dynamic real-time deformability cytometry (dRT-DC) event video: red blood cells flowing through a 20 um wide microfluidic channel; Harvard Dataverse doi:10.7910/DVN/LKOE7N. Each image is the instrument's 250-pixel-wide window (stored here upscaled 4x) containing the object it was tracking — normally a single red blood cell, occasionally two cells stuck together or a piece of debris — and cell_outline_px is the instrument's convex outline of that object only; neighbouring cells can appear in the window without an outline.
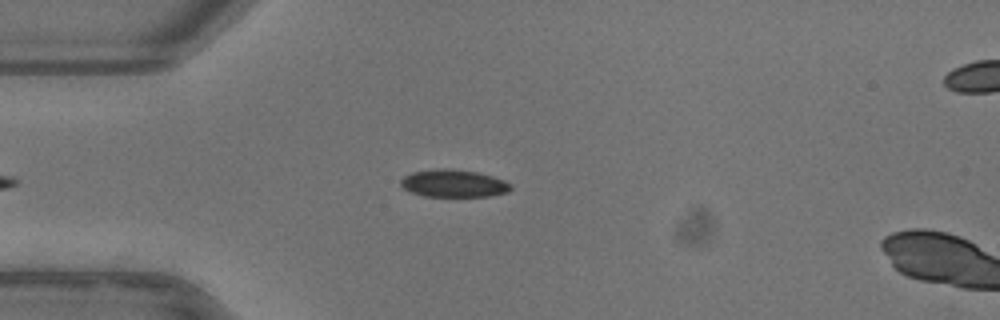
{"species": "common noctule bat (a hibernating species)", "species_latin": "Nyctalus noctula", "temperature_condition": "warm", "stored_images_in_passage": 39, "camera_frame_rate_fps": 3000, "um_per_image_px": 0.085, "animal": {"sex": "female"}, "frame": {"image": 1, "passage_image": 4, "time_ms": 1.0, "image_size_px": [1000, 320], "cell_outline_px": [[512, 188], [508, 192], [488, 196], [424, 196], [412, 192], [404, 188], [400, 184], [400, 180], [404, 176], [412, 172], [440, 168], [452, 168], [480, 172], [504, 180], [512, 184]], "centroid_in_image_um": [38.58, 15.57], "position_along_channel_um": 46.4, "area_um2": 17.74}}
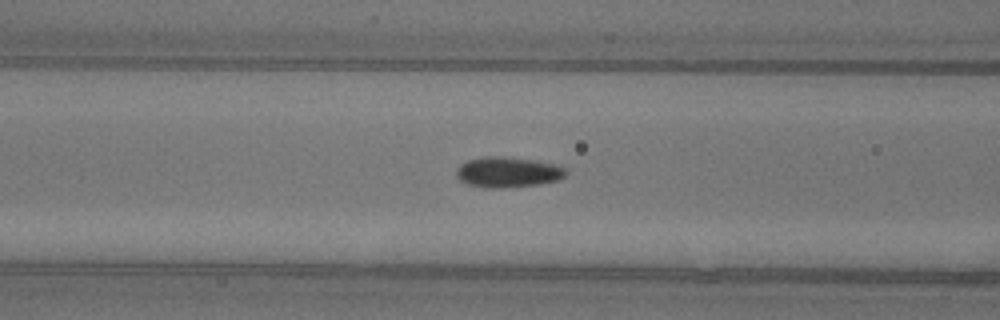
{"frame": {"image": 2, "passage_image": 11, "time_ms": 3.333, "image_size_px": [1000, 320], "cell_outline_px": [[568, 172], [564, 176], [556, 180], [536, 184], [496, 188], [488, 188], [468, 184], [460, 180], [456, 176], [456, 168], [460, 164], [468, 160], [484, 156], [500, 156], [532, 160], [556, 164], [564, 168]], "centroid_in_image_um": [43.12, 14.62], "position_along_channel_um": 123.5, "area_um2": 19.19}}
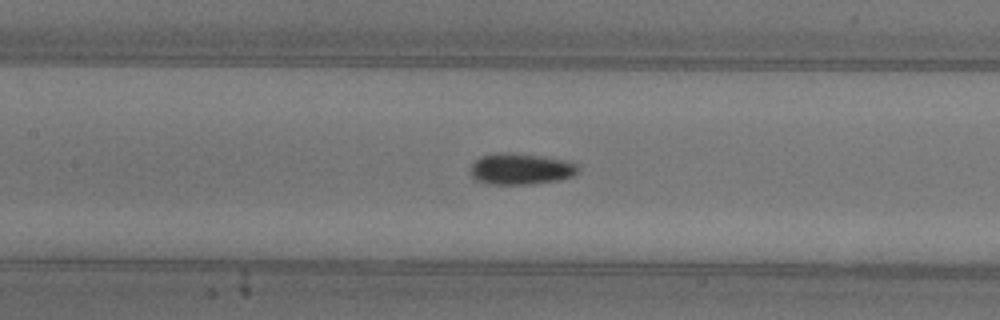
{"frame": {"image": 3, "passage_image": 14, "time_ms": 4.333, "image_size_px": [1000, 320], "cell_outline_px": [[580, 168], [572, 176], [556, 180], [528, 184], [488, 184], [476, 180], [472, 176], [472, 164], [480, 156], [492, 152], [516, 152], [572, 160]], "centroid_in_image_um": [44.27, 14.32], "position_along_channel_um": 163.1, "area_um2": 19.88}, "authors_computed_cell_mechanics": {"area_um2": 18.496, "velocity_mm_per_s": 3.9541, "shape_relaxation_time_tau1_ms": 3.9045, "shape_relaxation_time_tau2_ms": null, "deformation_change_tau1": 0.1278, "deformation_change_tau2": null}}